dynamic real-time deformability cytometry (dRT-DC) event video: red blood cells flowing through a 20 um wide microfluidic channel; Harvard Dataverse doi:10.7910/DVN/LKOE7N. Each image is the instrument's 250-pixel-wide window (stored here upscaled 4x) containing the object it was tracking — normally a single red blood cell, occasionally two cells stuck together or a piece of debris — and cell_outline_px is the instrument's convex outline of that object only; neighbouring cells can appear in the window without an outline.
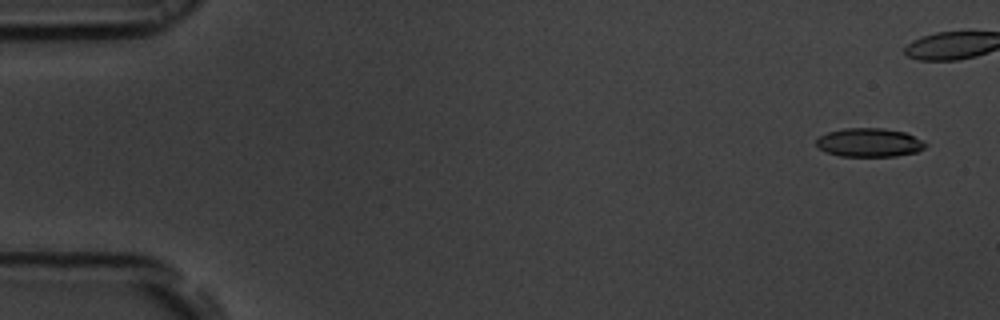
{"species": "common noctule bat (a hibernating species)", "species_latin": "Nyctalus noctula", "temperature_condition": "room temperature", "stored_images_in_passage": 10, "camera_frame_rate_fps": 3000, "um_per_image_px": 0.085, "animal": {"sex": "male", "body_mass_g": 19.5, "forearm_length_mm": 54.6}, "frame": {"image": 1, "passage_image": 3, "time_ms": 0.667, "image_size_px": [1000, 320], "cell_outline_px": [[928, 144], [924, 148], [916, 152], [896, 156], [840, 156], [824, 152], [816, 144], [816, 140], [820, 136], [828, 132], [844, 128], [884, 128], [904, 132]], "centroid_in_image_um": [73.86, 12.12], "position_along_channel_um": 11.1, "area_um2": 18.15}}